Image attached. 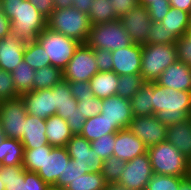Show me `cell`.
I'll use <instances>...</instances> for the list:
<instances>
[{
  "label": "cell",
  "mask_w": 191,
  "mask_h": 190,
  "mask_svg": "<svg viewBox=\"0 0 191 190\" xmlns=\"http://www.w3.org/2000/svg\"><path fill=\"white\" fill-rule=\"evenodd\" d=\"M47 27L79 43H85L91 28L88 14L77 8H55L47 18Z\"/></svg>",
  "instance_id": "3"
},
{
  "label": "cell",
  "mask_w": 191,
  "mask_h": 190,
  "mask_svg": "<svg viewBox=\"0 0 191 190\" xmlns=\"http://www.w3.org/2000/svg\"><path fill=\"white\" fill-rule=\"evenodd\" d=\"M91 48L106 49L109 51L125 48L133 42L128 32L123 28L121 21L114 20L97 25H91L85 42Z\"/></svg>",
  "instance_id": "6"
},
{
  "label": "cell",
  "mask_w": 191,
  "mask_h": 190,
  "mask_svg": "<svg viewBox=\"0 0 191 190\" xmlns=\"http://www.w3.org/2000/svg\"><path fill=\"white\" fill-rule=\"evenodd\" d=\"M68 84L71 89L73 97L77 101H81L85 97L92 98L94 96L93 91L91 90L90 82L75 81V82H68Z\"/></svg>",
  "instance_id": "47"
},
{
  "label": "cell",
  "mask_w": 191,
  "mask_h": 190,
  "mask_svg": "<svg viewBox=\"0 0 191 190\" xmlns=\"http://www.w3.org/2000/svg\"><path fill=\"white\" fill-rule=\"evenodd\" d=\"M116 134H107L91 142V149L101 157L103 161L113 155L115 148Z\"/></svg>",
  "instance_id": "41"
},
{
  "label": "cell",
  "mask_w": 191,
  "mask_h": 190,
  "mask_svg": "<svg viewBox=\"0 0 191 190\" xmlns=\"http://www.w3.org/2000/svg\"><path fill=\"white\" fill-rule=\"evenodd\" d=\"M23 60L35 70L51 65L49 56L37 41L25 43Z\"/></svg>",
  "instance_id": "34"
},
{
  "label": "cell",
  "mask_w": 191,
  "mask_h": 190,
  "mask_svg": "<svg viewBox=\"0 0 191 190\" xmlns=\"http://www.w3.org/2000/svg\"><path fill=\"white\" fill-rule=\"evenodd\" d=\"M147 154L153 174L178 177L188 176L189 160L170 142L165 140L162 143L149 147Z\"/></svg>",
  "instance_id": "4"
},
{
  "label": "cell",
  "mask_w": 191,
  "mask_h": 190,
  "mask_svg": "<svg viewBox=\"0 0 191 190\" xmlns=\"http://www.w3.org/2000/svg\"><path fill=\"white\" fill-rule=\"evenodd\" d=\"M113 57V67L117 75L140 74L142 44L132 43L125 48H118L111 52Z\"/></svg>",
  "instance_id": "18"
},
{
  "label": "cell",
  "mask_w": 191,
  "mask_h": 190,
  "mask_svg": "<svg viewBox=\"0 0 191 190\" xmlns=\"http://www.w3.org/2000/svg\"><path fill=\"white\" fill-rule=\"evenodd\" d=\"M0 179L5 185V190H27L23 165L2 166Z\"/></svg>",
  "instance_id": "31"
},
{
  "label": "cell",
  "mask_w": 191,
  "mask_h": 190,
  "mask_svg": "<svg viewBox=\"0 0 191 190\" xmlns=\"http://www.w3.org/2000/svg\"><path fill=\"white\" fill-rule=\"evenodd\" d=\"M126 165L125 160L118 159L116 156L107 158L102 166V176L106 183H117Z\"/></svg>",
  "instance_id": "37"
},
{
  "label": "cell",
  "mask_w": 191,
  "mask_h": 190,
  "mask_svg": "<svg viewBox=\"0 0 191 190\" xmlns=\"http://www.w3.org/2000/svg\"><path fill=\"white\" fill-rule=\"evenodd\" d=\"M98 71L93 48L86 43H80L73 57L63 69V80L89 82Z\"/></svg>",
  "instance_id": "9"
},
{
  "label": "cell",
  "mask_w": 191,
  "mask_h": 190,
  "mask_svg": "<svg viewBox=\"0 0 191 190\" xmlns=\"http://www.w3.org/2000/svg\"><path fill=\"white\" fill-rule=\"evenodd\" d=\"M119 20L133 43L147 44V36L152 24L148 7L138 4L126 12Z\"/></svg>",
  "instance_id": "14"
},
{
  "label": "cell",
  "mask_w": 191,
  "mask_h": 190,
  "mask_svg": "<svg viewBox=\"0 0 191 190\" xmlns=\"http://www.w3.org/2000/svg\"><path fill=\"white\" fill-rule=\"evenodd\" d=\"M118 130L107 119L98 114L85 120L80 133L87 141H95L107 134H116Z\"/></svg>",
  "instance_id": "28"
},
{
  "label": "cell",
  "mask_w": 191,
  "mask_h": 190,
  "mask_svg": "<svg viewBox=\"0 0 191 190\" xmlns=\"http://www.w3.org/2000/svg\"><path fill=\"white\" fill-rule=\"evenodd\" d=\"M16 92L22 94L33 90L35 69L22 60L11 72Z\"/></svg>",
  "instance_id": "32"
},
{
  "label": "cell",
  "mask_w": 191,
  "mask_h": 190,
  "mask_svg": "<svg viewBox=\"0 0 191 190\" xmlns=\"http://www.w3.org/2000/svg\"><path fill=\"white\" fill-rule=\"evenodd\" d=\"M55 93L56 115L67 121L71 132L78 135L82 132L85 118L77 108L68 81L62 80L51 88Z\"/></svg>",
  "instance_id": "8"
},
{
  "label": "cell",
  "mask_w": 191,
  "mask_h": 190,
  "mask_svg": "<svg viewBox=\"0 0 191 190\" xmlns=\"http://www.w3.org/2000/svg\"><path fill=\"white\" fill-rule=\"evenodd\" d=\"M154 1L161 2V0H139V4L148 7Z\"/></svg>",
  "instance_id": "58"
},
{
  "label": "cell",
  "mask_w": 191,
  "mask_h": 190,
  "mask_svg": "<svg viewBox=\"0 0 191 190\" xmlns=\"http://www.w3.org/2000/svg\"><path fill=\"white\" fill-rule=\"evenodd\" d=\"M155 83L164 88L191 92V67L176 61L162 72Z\"/></svg>",
  "instance_id": "19"
},
{
  "label": "cell",
  "mask_w": 191,
  "mask_h": 190,
  "mask_svg": "<svg viewBox=\"0 0 191 190\" xmlns=\"http://www.w3.org/2000/svg\"><path fill=\"white\" fill-rule=\"evenodd\" d=\"M48 190H64V189L51 186Z\"/></svg>",
  "instance_id": "62"
},
{
  "label": "cell",
  "mask_w": 191,
  "mask_h": 190,
  "mask_svg": "<svg viewBox=\"0 0 191 190\" xmlns=\"http://www.w3.org/2000/svg\"><path fill=\"white\" fill-rule=\"evenodd\" d=\"M178 38L169 33L161 22H152L147 36V44H174Z\"/></svg>",
  "instance_id": "39"
},
{
  "label": "cell",
  "mask_w": 191,
  "mask_h": 190,
  "mask_svg": "<svg viewBox=\"0 0 191 190\" xmlns=\"http://www.w3.org/2000/svg\"><path fill=\"white\" fill-rule=\"evenodd\" d=\"M95 61L100 72L112 71L113 57L111 51L93 48Z\"/></svg>",
  "instance_id": "46"
},
{
  "label": "cell",
  "mask_w": 191,
  "mask_h": 190,
  "mask_svg": "<svg viewBox=\"0 0 191 190\" xmlns=\"http://www.w3.org/2000/svg\"><path fill=\"white\" fill-rule=\"evenodd\" d=\"M24 50L25 43L12 34L0 39V68L12 72L23 60Z\"/></svg>",
  "instance_id": "21"
},
{
  "label": "cell",
  "mask_w": 191,
  "mask_h": 190,
  "mask_svg": "<svg viewBox=\"0 0 191 190\" xmlns=\"http://www.w3.org/2000/svg\"><path fill=\"white\" fill-rule=\"evenodd\" d=\"M145 83L140 74L121 75L119 76L117 95L130 100Z\"/></svg>",
  "instance_id": "36"
},
{
  "label": "cell",
  "mask_w": 191,
  "mask_h": 190,
  "mask_svg": "<svg viewBox=\"0 0 191 190\" xmlns=\"http://www.w3.org/2000/svg\"><path fill=\"white\" fill-rule=\"evenodd\" d=\"M63 80V70L52 65L35 70L33 90L51 89Z\"/></svg>",
  "instance_id": "30"
},
{
  "label": "cell",
  "mask_w": 191,
  "mask_h": 190,
  "mask_svg": "<svg viewBox=\"0 0 191 190\" xmlns=\"http://www.w3.org/2000/svg\"><path fill=\"white\" fill-rule=\"evenodd\" d=\"M154 82H146L130 99L133 117L153 115Z\"/></svg>",
  "instance_id": "26"
},
{
  "label": "cell",
  "mask_w": 191,
  "mask_h": 190,
  "mask_svg": "<svg viewBox=\"0 0 191 190\" xmlns=\"http://www.w3.org/2000/svg\"><path fill=\"white\" fill-rule=\"evenodd\" d=\"M77 108L83 114L85 119L94 117L101 113L102 99L93 96L92 98L85 97L81 101H77Z\"/></svg>",
  "instance_id": "44"
},
{
  "label": "cell",
  "mask_w": 191,
  "mask_h": 190,
  "mask_svg": "<svg viewBox=\"0 0 191 190\" xmlns=\"http://www.w3.org/2000/svg\"><path fill=\"white\" fill-rule=\"evenodd\" d=\"M20 95L16 92L11 72L0 68V102L14 99Z\"/></svg>",
  "instance_id": "43"
},
{
  "label": "cell",
  "mask_w": 191,
  "mask_h": 190,
  "mask_svg": "<svg viewBox=\"0 0 191 190\" xmlns=\"http://www.w3.org/2000/svg\"><path fill=\"white\" fill-rule=\"evenodd\" d=\"M3 139H5V134L0 123V144L2 143Z\"/></svg>",
  "instance_id": "59"
},
{
  "label": "cell",
  "mask_w": 191,
  "mask_h": 190,
  "mask_svg": "<svg viewBox=\"0 0 191 190\" xmlns=\"http://www.w3.org/2000/svg\"><path fill=\"white\" fill-rule=\"evenodd\" d=\"M39 12L48 18L55 9L53 0H30Z\"/></svg>",
  "instance_id": "51"
},
{
  "label": "cell",
  "mask_w": 191,
  "mask_h": 190,
  "mask_svg": "<svg viewBox=\"0 0 191 190\" xmlns=\"http://www.w3.org/2000/svg\"><path fill=\"white\" fill-rule=\"evenodd\" d=\"M49 145L53 147H65L73 137V133L67 121L58 115L50 116L46 119V133Z\"/></svg>",
  "instance_id": "24"
},
{
  "label": "cell",
  "mask_w": 191,
  "mask_h": 190,
  "mask_svg": "<svg viewBox=\"0 0 191 190\" xmlns=\"http://www.w3.org/2000/svg\"><path fill=\"white\" fill-rule=\"evenodd\" d=\"M152 176L150 159L145 153L126 162L118 183L130 190H145Z\"/></svg>",
  "instance_id": "12"
},
{
  "label": "cell",
  "mask_w": 191,
  "mask_h": 190,
  "mask_svg": "<svg viewBox=\"0 0 191 190\" xmlns=\"http://www.w3.org/2000/svg\"><path fill=\"white\" fill-rule=\"evenodd\" d=\"M118 81L119 75L114 71H98L89 82L94 96L99 99H106L117 95Z\"/></svg>",
  "instance_id": "25"
},
{
  "label": "cell",
  "mask_w": 191,
  "mask_h": 190,
  "mask_svg": "<svg viewBox=\"0 0 191 190\" xmlns=\"http://www.w3.org/2000/svg\"><path fill=\"white\" fill-rule=\"evenodd\" d=\"M11 34V21L3 13L2 0H0V39Z\"/></svg>",
  "instance_id": "52"
},
{
  "label": "cell",
  "mask_w": 191,
  "mask_h": 190,
  "mask_svg": "<svg viewBox=\"0 0 191 190\" xmlns=\"http://www.w3.org/2000/svg\"><path fill=\"white\" fill-rule=\"evenodd\" d=\"M27 114L41 119L56 115L55 93L52 89L32 90L21 95Z\"/></svg>",
  "instance_id": "16"
},
{
  "label": "cell",
  "mask_w": 191,
  "mask_h": 190,
  "mask_svg": "<svg viewBox=\"0 0 191 190\" xmlns=\"http://www.w3.org/2000/svg\"><path fill=\"white\" fill-rule=\"evenodd\" d=\"M160 22L169 33L180 38L190 29V13L171 6Z\"/></svg>",
  "instance_id": "27"
},
{
  "label": "cell",
  "mask_w": 191,
  "mask_h": 190,
  "mask_svg": "<svg viewBox=\"0 0 191 190\" xmlns=\"http://www.w3.org/2000/svg\"><path fill=\"white\" fill-rule=\"evenodd\" d=\"M166 141L170 142L189 160L191 158V117L168 126Z\"/></svg>",
  "instance_id": "23"
},
{
  "label": "cell",
  "mask_w": 191,
  "mask_h": 190,
  "mask_svg": "<svg viewBox=\"0 0 191 190\" xmlns=\"http://www.w3.org/2000/svg\"><path fill=\"white\" fill-rule=\"evenodd\" d=\"M88 17L91 25L118 20L110 0H94L90 5Z\"/></svg>",
  "instance_id": "33"
},
{
  "label": "cell",
  "mask_w": 191,
  "mask_h": 190,
  "mask_svg": "<svg viewBox=\"0 0 191 190\" xmlns=\"http://www.w3.org/2000/svg\"><path fill=\"white\" fill-rule=\"evenodd\" d=\"M94 0H72V7L77 8L79 11L86 14L89 13L90 5Z\"/></svg>",
  "instance_id": "54"
},
{
  "label": "cell",
  "mask_w": 191,
  "mask_h": 190,
  "mask_svg": "<svg viewBox=\"0 0 191 190\" xmlns=\"http://www.w3.org/2000/svg\"><path fill=\"white\" fill-rule=\"evenodd\" d=\"M65 147L70 158L76 163L88 166L93 173L102 172L104 161L91 149V142L87 141L83 136L80 134L73 135Z\"/></svg>",
  "instance_id": "17"
},
{
  "label": "cell",
  "mask_w": 191,
  "mask_h": 190,
  "mask_svg": "<svg viewBox=\"0 0 191 190\" xmlns=\"http://www.w3.org/2000/svg\"><path fill=\"white\" fill-rule=\"evenodd\" d=\"M46 133V120L27 114L24 126V135L21 143L24 150H31L48 145Z\"/></svg>",
  "instance_id": "22"
},
{
  "label": "cell",
  "mask_w": 191,
  "mask_h": 190,
  "mask_svg": "<svg viewBox=\"0 0 191 190\" xmlns=\"http://www.w3.org/2000/svg\"><path fill=\"white\" fill-rule=\"evenodd\" d=\"M179 190H191V178L184 177L180 182Z\"/></svg>",
  "instance_id": "56"
},
{
  "label": "cell",
  "mask_w": 191,
  "mask_h": 190,
  "mask_svg": "<svg viewBox=\"0 0 191 190\" xmlns=\"http://www.w3.org/2000/svg\"><path fill=\"white\" fill-rule=\"evenodd\" d=\"M176 46L177 61L191 67V29L174 43Z\"/></svg>",
  "instance_id": "42"
},
{
  "label": "cell",
  "mask_w": 191,
  "mask_h": 190,
  "mask_svg": "<svg viewBox=\"0 0 191 190\" xmlns=\"http://www.w3.org/2000/svg\"><path fill=\"white\" fill-rule=\"evenodd\" d=\"M70 159L66 147L45 145L44 164L37 174L50 187L63 189L64 170Z\"/></svg>",
  "instance_id": "11"
},
{
  "label": "cell",
  "mask_w": 191,
  "mask_h": 190,
  "mask_svg": "<svg viewBox=\"0 0 191 190\" xmlns=\"http://www.w3.org/2000/svg\"><path fill=\"white\" fill-rule=\"evenodd\" d=\"M26 116L27 111L21 96L0 102V123L6 138L21 140Z\"/></svg>",
  "instance_id": "10"
},
{
  "label": "cell",
  "mask_w": 191,
  "mask_h": 190,
  "mask_svg": "<svg viewBox=\"0 0 191 190\" xmlns=\"http://www.w3.org/2000/svg\"><path fill=\"white\" fill-rule=\"evenodd\" d=\"M89 172H91V170L88 166L81 165L80 163H76L73 159H70L64 170L63 189H65L71 181Z\"/></svg>",
  "instance_id": "45"
},
{
  "label": "cell",
  "mask_w": 191,
  "mask_h": 190,
  "mask_svg": "<svg viewBox=\"0 0 191 190\" xmlns=\"http://www.w3.org/2000/svg\"><path fill=\"white\" fill-rule=\"evenodd\" d=\"M45 146L24 150L23 167L26 171L37 173L44 164Z\"/></svg>",
  "instance_id": "40"
},
{
  "label": "cell",
  "mask_w": 191,
  "mask_h": 190,
  "mask_svg": "<svg viewBox=\"0 0 191 190\" xmlns=\"http://www.w3.org/2000/svg\"><path fill=\"white\" fill-rule=\"evenodd\" d=\"M0 190H5V185L0 179Z\"/></svg>",
  "instance_id": "61"
},
{
  "label": "cell",
  "mask_w": 191,
  "mask_h": 190,
  "mask_svg": "<svg viewBox=\"0 0 191 190\" xmlns=\"http://www.w3.org/2000/svg\"><path fill=\"white\" fill-rule=\"evenodd\" d=\"M106 185L102 173L89 172L71 181L64 190H105Z\"/></svg>",
  "instance_id": "35"
},
{
  "label": "cell",
  "mask_w": 191,
  "mask_h": 190,
  "mask_svg": "<svg viewBox=\"0 0 191 190\" xmlns=\"http://www.w3.org/2000/svg\"><path fill=\"white\" fill-rule=\"evenodd\" d=\"M128 129L149 148L166 140L168 126L155 115H150L133 117Z\"/></svg>",
  "instance_id": "13"
},
{
  "label": "cell",
  "mask_w": 191,
  "mask_h": 190,
  "mask_svg": "<svg viewBox=\"0 0 191 190\" xmlns=\"http://www.w3.org/2000/svg\"><path fill=\"white\" fill-rule=\"evenodd\" d=\"M170 7L171 6L168 0H161V2H152L148 6L149 16L152 22H160L170 10Z\"/></svg>",
  "instance_id": "48"
},
{
  "label": "cell",
  "mask_w": 191,
  "mask_h": 190,
  "mask_svg": "<svg viewBox=\"0 0 191 190\" xmlns=\"http://www.w3.org/2000/svg\"><path fill=\"white\" fill-rule=\"evenodd\" d=\"M36 41L44 48L51 65L62 70L67 66L80 44L73 38L52 31L48 27L36 37Z\"/></svg>",
  "instance_id": "7"
},
{
  "label": "cell",
  "mask_w": 191,
  "mask_h": 190,
  "mask_svg": "<svg viewBox=\"0 0 191 190\" xmlns=\"http://www.w3.org/2000/svg\"><path fill=\"white\" fill-rule=\"evenodd\" d=\"M25 182H27V190H48L50 188L35 172L25 170Z\"/></svg>",
  "instance_id": "49"
},
{
  "label": "cell",
  "mask_w": 191,
  "mask_h": 190,
  "mask_svg": "<svg viewBox=\"0 0 191 190\" xmlns=\"http://www.w3.org/2000/svg\"><path fill=\"white\" fill-rule=\"evenodd\" d=\"M184 177L153 174L145 190H179L180 182Z\"/></svg>",
  "instance_id": "38"
},
{
  "label": "cell",
  "mask_w": 191,
  "mask_h": 190,
  "mask_svg": "<svg viewBox=\"0 0 191 190\" xmlns=\"http://www.w3.org/2000/svg\"><path fill=\"white\" fill-rule=\"evenodd\" d=\"M24 147L20 140L6 138L0 144V163L2 166L23 165Z\"/></svg>",
  "instance_id": "29"
},
{
  "label": "cell",
  "mask_w": 191,
  "mask_h": 190,
  "mask_svg": "<svg viewBox=\"0 0 191 190\" xmlns=\"http://www.w3.org/2000/svg\"><path fill=\"white\" fill-rule=\"evenodd\" d=\"M176 61L175 44H143L140 75L145 82H155Z\"/></svg>",
  "instance_id": "5"
},
{
  "label": "cell",
  "mask_w": 191,
  "mask_h": 190,
  "mask_svg": "<svg viewBox=\"0 0 191 190\" xmlns=\"http://www.w3.org/2000/svg\"><path fill=\"white\" fill-rule=\"evenodd\" d=\"M153 115L166 126L191 117V92L164 88L154 82Z\"/></svg>",
  "instance_id": "2"
},
{
  "label": "cell",
  "mask_w": 191,
  "mask_h": 190,
  "mask_svg": "<svg viewBox=\"0 0 191 190\" xmlns=\"http://www.w3.org/2000/svg\"><path fill=\"white\" fill-rule=\"evenodd\" d=\"M146 145L129 129H122L116 133L113 156L118 159L130 161L147 153Z\"/></svg>",
  "instance_id": "20"
},
{
  "label": "cell",
  "mask_w": 191,
  "mask_h": 190,
  "mask_svg": "<svg viewBox=\"0 0 191 190\" xmlns=\"http://www.w3.org/2000/svg\"><path fill=\"white\" fill-rule=\"evenodd\" d=\"M188 177L191 178V158L189 159Z\"/></svg>",
  "instance_id": "60"
},
{
  "label": "cell",
  "mask_w": 191,
  "mask_h": 190,
  "mask_svg": "<svg viewBox=\"0 0 191 190\" xmlns=\"http://www.w3.org/2000/svg\"><path fill=\"white\" fill-rule=\"evenodd\" d=\"M110 2L118 18L139 4V0H110Z\"/></svg>",
  "instance_id": "50"
},
{
  "label": "cell",
  "mask_w": 191,
  "mask_h": 190,
  "mask_svg": "<svg viewBox=\"0 0 191 190\" xmlns=\"http://www.w3.org/2000/svg\"><path fill=\"white\" fill-rule=\"evenodd\" d=\"M54 7L58 9L72 7V0H53Z\"/></svg>",
  "instance_id": "55"
},
{
  "label": "cell",
  "mask_w": 191,
  "mask_h": 190,
  "mask_svg": "<svg viewBox=\"0 0 191 190\" xmlns=\"http://www.w3.org/2000/svg\"><path fill=\"white\" fill-rule=\"evenodd\" d=\"M170 6L186 11L191 14V0H168Z\"/></svg>",
  "instance_id": "53"
},
{
  "label": "cell",
  "mask_w": 191,
  "mask_h": 190,
  "mask_svg": "<svg viewBox=\"0 0 191 190\" xmlns=\"http://www.w3.org/2000/svg\"><path fill=\"white\" fill-rule=\"evenodd\" d=\"M105 190H130V189L124 187L123 185L117 182V183H108L106 185Z\"/></svg>",
  "instance_id": "57"
},
{
  "label": "cell",
  "mask_w": 191,
  "mask_h": 190,
  "mask_svg": "<svg viewBox=\"0 0 191 190\" xmlns=\"http://www.w3.org/2000/svg\"><path fill=\"white\" fill-rule=\"evenodd\" d=\"M3 13L11 21V34L28 43L47 27L43 16L30 0H2Z\"/></svg>",
  "instance_id": "1"
},
{
  "label": "cell",
  "mask_w": 191,
  "mask_h": 190,
  "mask_svg": "<svg viewBox=\"0 0 191 190\" xmlns=\"http://www.w3.org/2000/svg\"><path fill=\"white\" fill-rule=\"evenodd\" d=\"M101 116L107 119L118 131L128 129L133 120L130 100L118 95L102 99Z\"/></svg>",
  "instance_id": "15"
}]
</instances>
